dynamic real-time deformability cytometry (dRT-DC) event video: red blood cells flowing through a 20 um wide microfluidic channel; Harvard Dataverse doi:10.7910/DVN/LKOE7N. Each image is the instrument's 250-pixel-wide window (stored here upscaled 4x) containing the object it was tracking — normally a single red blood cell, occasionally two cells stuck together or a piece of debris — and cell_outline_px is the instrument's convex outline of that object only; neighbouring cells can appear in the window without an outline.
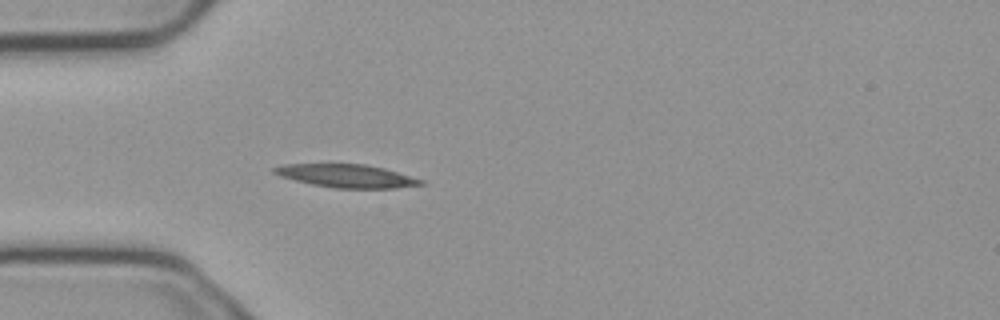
{"species": "common noctule bat (a hibernating species)", "species_latin": "Nyctalus noctula", "temperature_condition": "cold", "stored_images_in_passage": 2, "camera_frame_rate_fps": 3000, "um_per_image_px": 0.085, "animal": {"sex": "male", "body_mass_g": 23.1, "forearm_length_mm": 52.7}, "frame": {"image": 1, "passage_image": 2, "time_ms": 0.333, "image_size_px": [1000, 320], "cell_outline_px": [[428, 184], [396, 188], [332, 188], [312, 184], [280, 176], [272, 172], [272, 168], [284, 164], [364, 164], [384, 168], [424, 180]], "centroid_in_image_um": [29.49, 14.95], "position_along_channel_um": 55.5, "area_um2": 19.77}}